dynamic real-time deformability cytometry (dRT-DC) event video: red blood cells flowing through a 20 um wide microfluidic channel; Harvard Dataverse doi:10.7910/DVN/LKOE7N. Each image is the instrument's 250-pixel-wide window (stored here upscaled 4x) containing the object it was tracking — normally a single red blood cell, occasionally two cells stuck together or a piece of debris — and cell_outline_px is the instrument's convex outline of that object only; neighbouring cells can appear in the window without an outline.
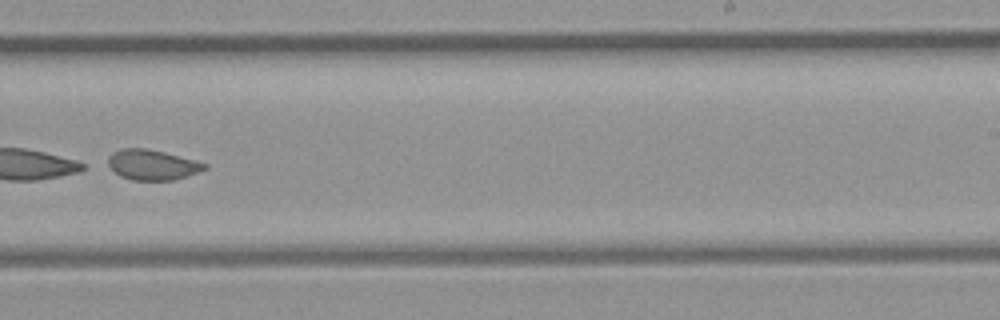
{"species": "common noctule bat (a hibernating species)", "species_latin": "Nyctalus noctula", "temperature_condition": "room temperature", "stored_images_in_passage": 33, "camera_frame_rate_fps": 3000, "um_per_image_px": 0.085, "animal": {"sex": "female", "body_mass_g": 21.9}, "frame": {"image": 1, "passage_image": 15, "time_ms": 4.667, "image_size_px": [1000, 320], "cell_outline_px": [[208, 168], [172, 180], [132, 180], [120, 176], [108, 164], [108, 156], [112, 152], [120, 148], [144, 148], [164, 152], [196, 160], [208, 164]], "centroid_in_image_um": [12.93, 13.99], "position_along_channel_um": 276.1, "area_um2": 16.88}}